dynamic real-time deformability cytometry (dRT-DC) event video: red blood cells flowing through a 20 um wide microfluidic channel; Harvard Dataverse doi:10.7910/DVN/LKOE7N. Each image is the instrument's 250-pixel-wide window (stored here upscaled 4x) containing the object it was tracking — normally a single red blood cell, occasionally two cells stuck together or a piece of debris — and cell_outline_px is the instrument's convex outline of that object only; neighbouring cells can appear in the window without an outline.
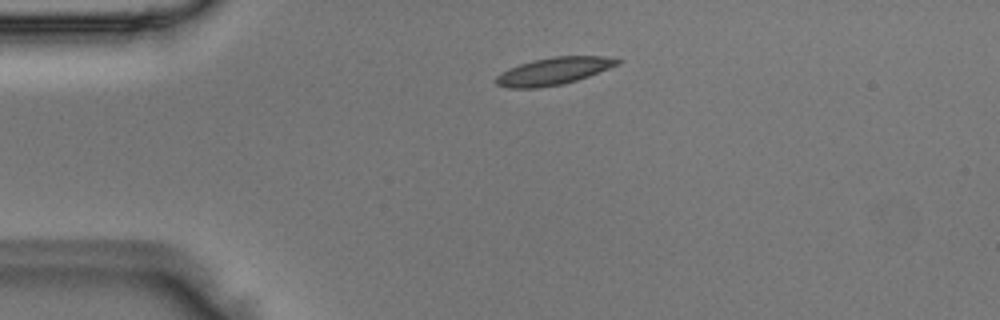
{"species": "Egyptian fruit bat (a non-hibernating species)", "species_latin": "Rousettus aegyptiacus", "temperature_condition": "room temperature", "stored_images_in_passage": 2, "camera_frame_rate_fps": 3000, "um_per_image_px": 0.085, "animal": {"sex": "male"}, "frame": {"image": 1, "passage_image": 1, "time_ms": 0.0, "image_size_px": [1000, 320], "cell_outline_px": [[620, 64], [588, 76], [564, 84], [536, 88], [508, 88], [496, 84], [496, 76], [520, 64], [532, 60], [552, 56], [604, 56], [620, 60]], "centroid_in_image_um": [47.07, 6.04], "position_along_channel_um": 37.9, "area_um2": 19.07}}